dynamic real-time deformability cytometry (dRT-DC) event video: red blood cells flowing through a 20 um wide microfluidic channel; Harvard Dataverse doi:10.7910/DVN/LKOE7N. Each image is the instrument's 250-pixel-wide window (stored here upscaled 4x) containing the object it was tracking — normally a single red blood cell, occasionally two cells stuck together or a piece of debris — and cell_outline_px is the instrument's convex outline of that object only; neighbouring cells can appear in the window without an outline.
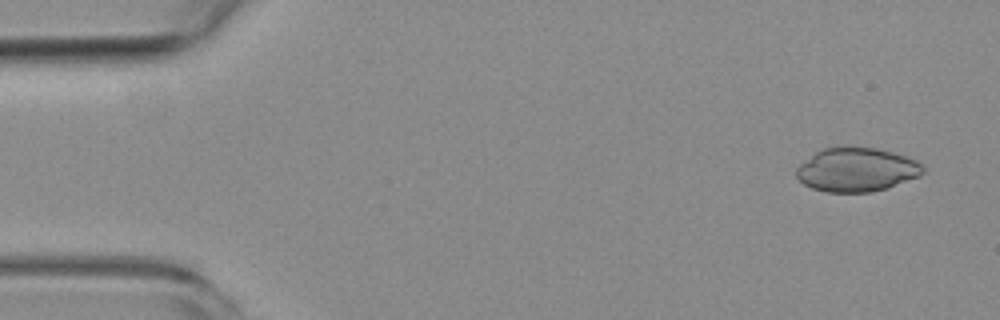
{"species": "common noctule bat (a hibernating species)", "species_latin": "Nyctalus noctula", "temperature_condition": "room temperature", "stored_images_in_passage": 7, "camera_frame_rate_fps": 3000, "um_per_image_px": 0.085, "animal": {"sex": "female", "body_mass_g": 19.3, "forearm_length_mm": 54.1}, "frame": {"image": 1, "passage_image": 1, "time_ms": 0.0, "image_size_px": [1000, 320], "cell_outline_px": [[924, 172], [920, 176], [888, 188], [872, 192], [828, 192], [812, 188], [804, 184], [796, 176], [796, 168], [800, 164], [816, 152], [824, 148], [876, 148], [892, 152], [916, 160], [924, 168]], "centroid_in_image_um": [72.83, 14.45], "position_along_channel_um": 12.2, "area_um2": 32.02}}